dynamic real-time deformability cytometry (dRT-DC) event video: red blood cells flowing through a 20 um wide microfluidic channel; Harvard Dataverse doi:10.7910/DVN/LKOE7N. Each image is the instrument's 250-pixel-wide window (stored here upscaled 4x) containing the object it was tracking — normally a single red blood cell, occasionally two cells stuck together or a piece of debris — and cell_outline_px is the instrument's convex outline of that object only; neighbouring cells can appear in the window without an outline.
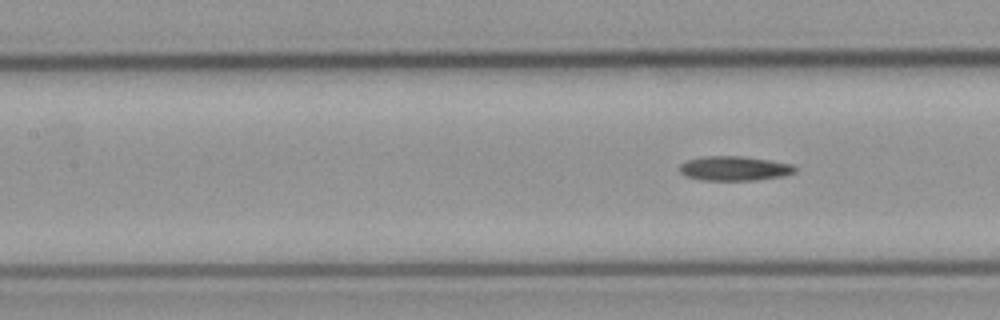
{"species": "common noctule bat (a hibernating species)", "species_latin": "Nyctalus noctula", "temperature_condition": "cold", "stored_images_in_passage": 4, "segment_of_instrument_passage": [2, 2], "camera_frame_rate_fps": 3000, "um_per_image_px": 0.085, "animal": {"sex": "male", "body_mass_g": 23.1, "forearm_length_mm": 52.7}, "frame": {"image": 1, "passage_image": 4, "time_ms": 4.667, "image_size_px": [1000, 320], "cell_outline_px": [[796, 172], [784, 176], [756, 180], [700, 180], [684, 176], [680, 172], [680, 164], [688, 160], [708, 156], [740, 156], [768, 160], [792, 164], [796, 168]], "centroid_in_image_um": [62.42, 14.33], "position_along_channel_um": 145.0, "area_um2": 16.42}}